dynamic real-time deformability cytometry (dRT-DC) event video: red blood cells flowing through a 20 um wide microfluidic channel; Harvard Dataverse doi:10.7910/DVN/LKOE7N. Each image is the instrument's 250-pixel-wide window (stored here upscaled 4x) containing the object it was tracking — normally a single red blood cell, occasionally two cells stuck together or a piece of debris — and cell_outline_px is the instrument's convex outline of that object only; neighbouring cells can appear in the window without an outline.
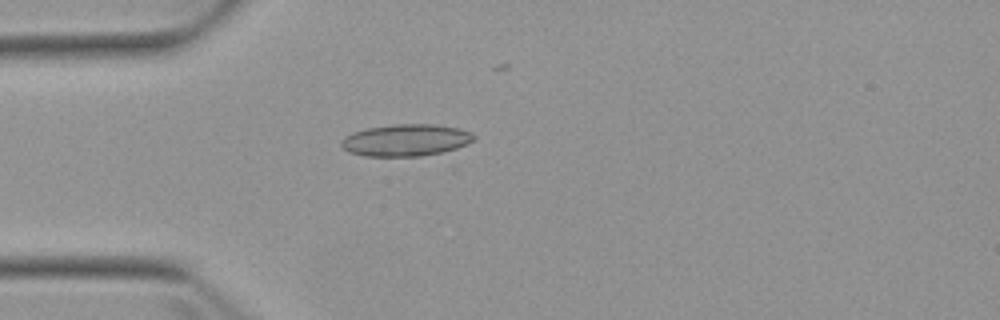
{"species": "Egyptian fruit bat (a non-hibernating species)", "species_latin": "Rousettus aegyptiacus", "temperature_condition": "warm", "stored_images_in_passage": 4, "camera_frame_rate_fps": 3000, "um_per_image_px": 0.085, "animal": {"sex": "female"}, "frame": {"image": 1, "passage_image": 4, "time_ms": 3.667, "image_size_px": [1000, 320], "cell_outline_px": [[476, 140], [456, 148], [444, 152], [420, 156], [364, 156], [348, 152], [340, 144], [340, 140], [344, 136], [352, 132], [368, 128], [396, 124], [436, 124], [456, 128], [472, 132], [476, 136]], "centroid_in_image_um": [34.49, 11.91], "position_along_channel_um": 50.5, "area_um2": 24.8}}